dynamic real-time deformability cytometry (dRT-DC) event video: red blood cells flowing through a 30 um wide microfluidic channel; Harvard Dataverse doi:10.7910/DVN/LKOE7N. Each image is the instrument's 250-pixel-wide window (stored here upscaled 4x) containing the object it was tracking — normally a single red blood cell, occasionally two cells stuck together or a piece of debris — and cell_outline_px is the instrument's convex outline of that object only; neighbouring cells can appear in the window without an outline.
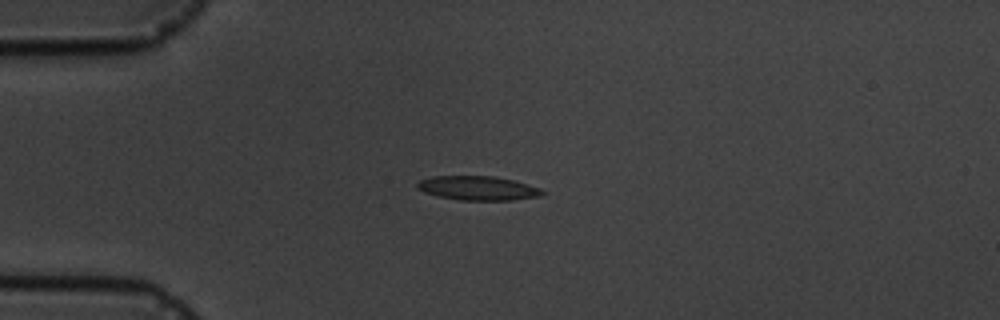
{"species": "common noctule bat (a hibernating species)", "species_latin": "Nyctalus noctula", "temperature_condition": "cold", "stored_images_in_passage": 8, "camera_frame_rate_fps": 3000, "um_per_image_px": 0.085, "animal": {"sex": "male", "body_mass_g": 19.5, "forearm_length_mm": 54.6}, "frame": {"image": 1, "passage_image": 4, "time_ms": 3.667, "image_size_px": [1000, 320], "cell_outline_px": [[544, 192], [540, 196], [512, 200], [460, 200], [436, 196], [424, 192], [416, 188], [416, 184], [420, 180], [432, 176], [496, 176], [512, 180], [540, 188]], "centroid_in_image_um": [40.57, 15.99], "position_along_channel_um": 44.4, "area_um2": 17.57}}
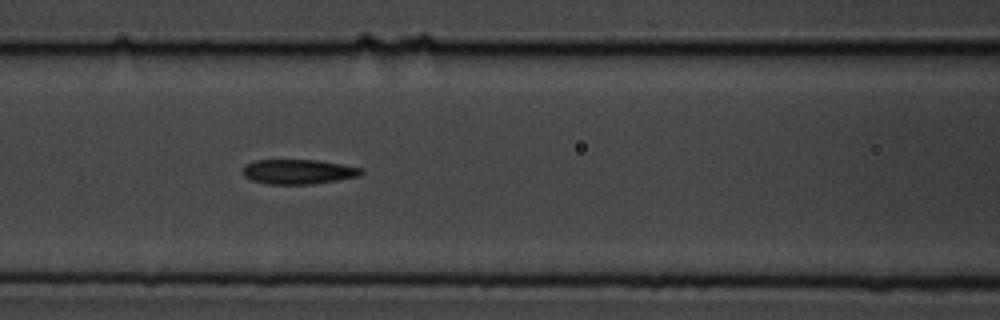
{"frame": {"image": 2, "passage_image": 7, "time_ms": 7.0, "image_size_px": [1000, 320], "cell_outline_px": [[364, 172], [360, 176], [312, 184], [268, 184], [252, 180], [244, 176], [244, 164], [256, 160], [316, 160], [340, 164], [360, 168]], "centroid_in_image_um": [25.34, 14.59], "position_along_channel_um": 141.3, "area_um2": 16.88}}
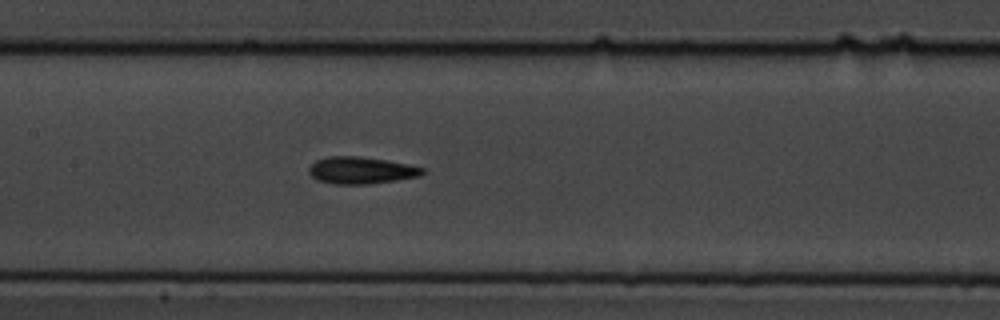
{"frame": {"image": 3, "passage_image": 8, "time_ms": 8.0, "image_size_px": [1000, 320], "cell_outline_px": [[424, 172], [420, 176], [396, 180], [368, 184], [336, 184], [316, 180], [308, 172], [308, 168], [316, 160], [328, 156], [360, 156], [388, 160], [408, 164], [424, 168]], "centroid_in_image_um": [30.68, 14.47], "position_along_channel_um": 176.7, "area_um2": 17.92}}